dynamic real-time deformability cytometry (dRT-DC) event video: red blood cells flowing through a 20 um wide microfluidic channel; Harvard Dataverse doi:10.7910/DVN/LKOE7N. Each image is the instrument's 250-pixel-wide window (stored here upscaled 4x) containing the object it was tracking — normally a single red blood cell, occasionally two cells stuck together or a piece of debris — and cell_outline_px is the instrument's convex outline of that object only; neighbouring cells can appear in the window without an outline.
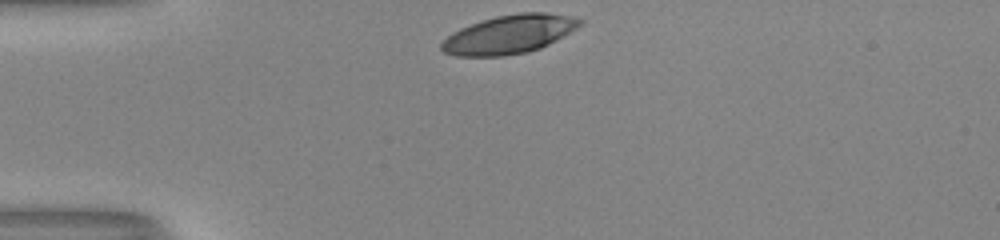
{"species": "human", "species_latin": "Homo sapiens", "temperature_condition": "room temperature", "stored_images_in_passage": 30, "camera_frame_rate_fps": 3000, "um_per_image_px": 0.085, "donor": {"sex": "male"}, "frame": {"image": 1, "passage_image": 1, "time_ms": 0.0, "image_size_px": [1000, 240], "cell_outline_px": [[584, 24], [556, 40], [540, 48], [528, 52], [504, 56], [456, 56], [444, 52], [440, 48], [440, 44], [452, 32], [460, 28], [496, 16], [520, 12], [544, 12], [572, 16], [584, 20]], "centroid_in_image_um": [43.31, 2.91], "position_along_channel_um": 41.7, "area_um2": 31.15}}
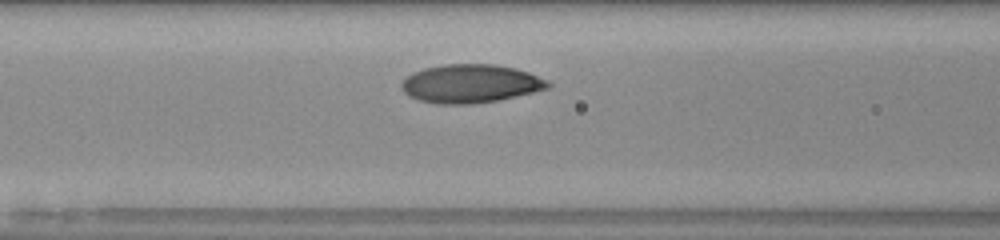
{"frame": {"image": 2, "passage_image": 10, "time_ms": 3.0, "image_size_px": [1000, 240], "cell_outline_px": [[552, 84], [548, 88], [516, 96], [496, 100], [472, 104], [436, 104], [420, 100], [408, 96], [400, 88], [400, 84], [412, 72], [424, 68], [444, 64], [496, 64], [516, 68], [528, 72], [548, 80]], "centroid_in_image_um": [39.97, 7.1], "position_along_channel_um": 126.6, "area_um2": 32.89}}
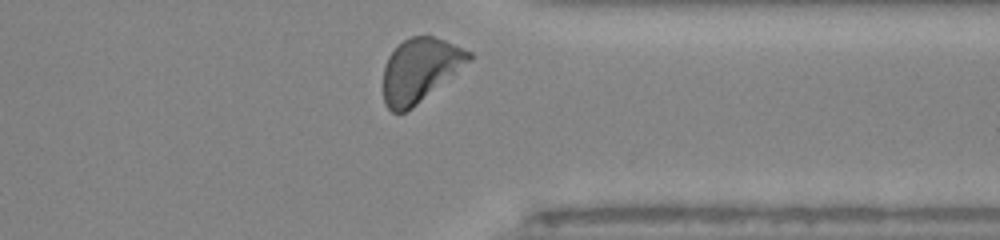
{"frame": {"image": 3, "passage_image": 29, "time_ms": 9.333, "image_size_px": [1000, 240], "cell_outline_px": [[472, 60], [412, 108], [404, 112], [392, 112], [384, 104], [384, 68], [388, 56], [404, 40], [412, 36], [432, 36], [444, 40], [472, 52]], "centroid_in_image_um": [35.7, 5.95], "position_along_channel_um": 375.7, "area_um2": 31.39}, "authors_computed_cell_mechanics": {"area_um2": 31.4432, "velocity_mm_per_s": 3.9762, "shape_relaxation_time_tau1_ms": 3.8882, "shape_relaxation_time_tau2_ms": null, "deformation_change_tau1": 0.1867, "deformation_change_tau2": null}}